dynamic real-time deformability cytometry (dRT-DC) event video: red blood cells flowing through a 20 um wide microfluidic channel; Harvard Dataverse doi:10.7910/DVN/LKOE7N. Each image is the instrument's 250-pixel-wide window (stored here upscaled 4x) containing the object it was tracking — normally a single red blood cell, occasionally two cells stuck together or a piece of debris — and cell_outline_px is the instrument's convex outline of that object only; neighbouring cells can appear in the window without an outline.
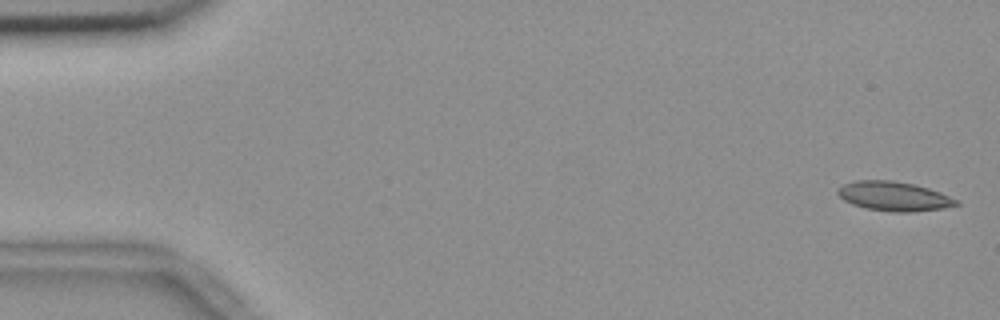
{"species": "common noctule bat (a hibernating species)", "species_latin": "Nyctalus noctula", "temperature_condition": "room temperature", "stored_images_in_passage": 5, "camera_frame_rate_fps": 3000, "um_per_image_px": 0.085, "animal": {"sex": "female", "body_mass_g": 18.4}, "frame": {"image": 1, "passage_image": 1, "time_ms": 0.0, "image_size_px": [1000, 320], "cell_outline_px": [[960, 204], [940, 208], [908, 212], [892, 212], [868, 208], [852, 204], [844, 200], [836, 192], [844, 184], [856, 180], [892, 180], [912, 184], [928, 188], [940, 192], [960, 200]], "centroid_in_image_um": [75.99, 16.67], "position_along_channel_um": 9.0, "area_um2": 20.0}}
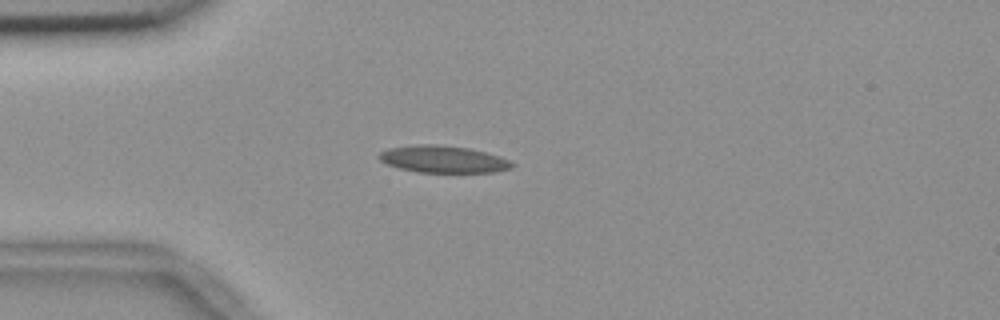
{"frame": {"image": 2, "passage_image": 5, "time_ms": 1.333, "image_size_px": [1000, 320], "cell_outline_px": [[516, 164], [512, 168], [492, 172], [420, 172], [400, 168], [388, 164], [380, 160], [380, 152], [388, 148], [420, 144], [436, 144], [468, 148], [500, 156]], "centroid_in_image_um": [37.7, 13.53], "position_along_channel_um": 47.3, "area_um2": 20.69}}